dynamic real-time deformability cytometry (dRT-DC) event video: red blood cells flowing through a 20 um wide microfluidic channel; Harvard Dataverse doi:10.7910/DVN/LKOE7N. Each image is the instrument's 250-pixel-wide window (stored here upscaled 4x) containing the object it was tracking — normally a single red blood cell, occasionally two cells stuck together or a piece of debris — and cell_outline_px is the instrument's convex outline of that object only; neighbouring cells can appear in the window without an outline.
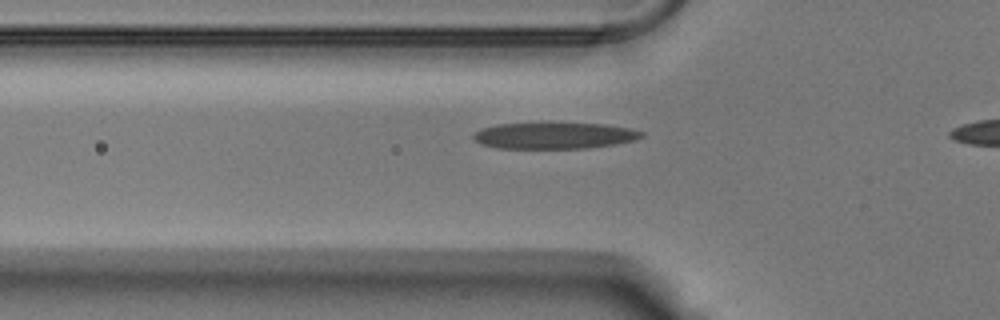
{"species": "Egyptian fruit bat (a non-hibernating species)", "species_latin": "Rousettus aegyptiacus", "temperature_condition": "warm", "stored_images_in_passage": 6, "camera_frame_rate_fps": 3000, "um_per_image_px": 0.085, "animal": {"sex": "male"}, "frame": {"image": 1, "passage_image": 4, "time_ms": 1.0, "image_size_px": [1000, 320], "cell_outline_px": [[636, 136], [624, 140], [600, 144], [564, 148], [516, 148], [492, 144], [480, 140], [476, 136], [480, 132], [492, 128], [516, 124], [584, 124], [616, 128], [636, 132]], "centroid_in_image_um": [46.99, 11.53], "position_along_channel_um": 78.8, "area_um2": 21.68}}